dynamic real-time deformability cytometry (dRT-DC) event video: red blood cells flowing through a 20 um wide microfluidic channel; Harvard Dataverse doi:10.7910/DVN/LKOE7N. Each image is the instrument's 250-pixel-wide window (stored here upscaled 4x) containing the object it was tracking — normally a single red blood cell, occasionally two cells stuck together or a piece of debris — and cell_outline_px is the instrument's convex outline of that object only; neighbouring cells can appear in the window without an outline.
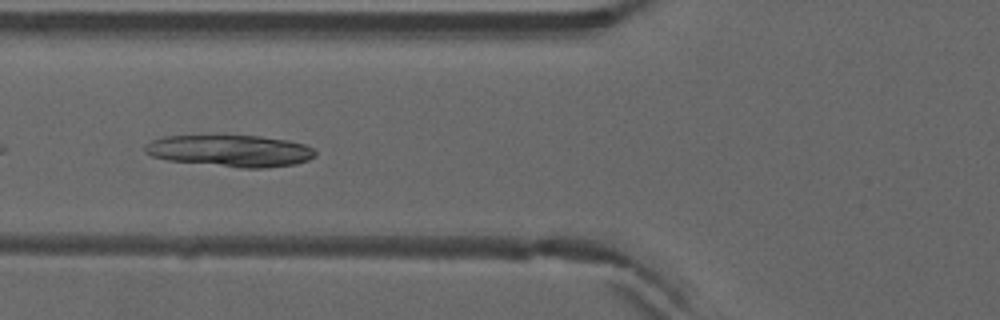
{"species": "common noctule bat (a hibernating species)", "species_latin": "Nyctalus noctula", "temperature_condition": "warm", "stored_images_in_passage": 36, "camera_frame_rate_fps": 3000, "um_per_image_px": 0.085, "animal": {"sex": "male", "forearm_length_mm": 52.5}, "frame": {"image": 1, "passage_image": 4, "time_ms": 1.0, "image_size_px": [1000, 320], "cell_outline_px": [[316, 156], [308, 160], [296, 164], [264, 168], [240, 168], [168, 160], [152, 156], [144, 152], [144, 144], [152, 140], [164, 136], [260, 136], [288, 140], [304, 144], [312, 148], [316, 152]], "centroid_in_image_um": [19.58, 12.82], "position_along_channel_um": 106.2, "area_um2": 31.56}}
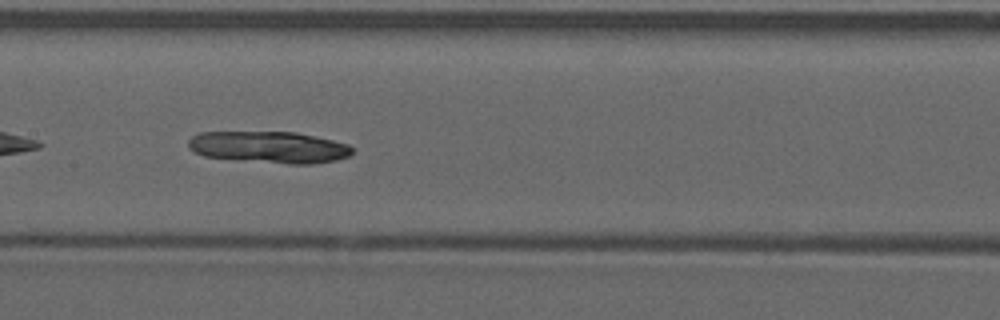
{"frame": {"image": 2, "passage_image": 10, "time_ms": 3.0, "image_size_px": [1000, 320], "cell_outline_px": [[352, 152], [348, 156], [336, 160], [312, 164], [288, 164], [236, 160], [204, 156], [188, 148], [188, 140], [192, 136], [200, 132], [296, 132], [332, 140], [348, 144], [352, 148]], "centroid_in_image_um": [22.85, 12.51], "position_along_channel_um": 184.6, "area_um2": 30.35}}
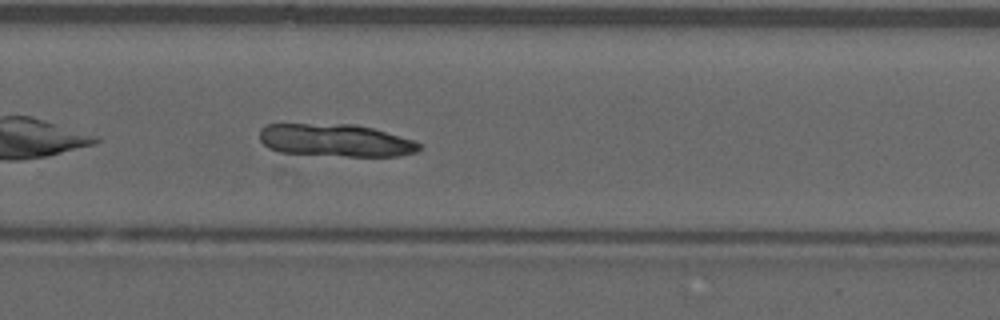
{"frame": {"image": 3, "passage_image": 19, "time_ms": 6.0, "image_size_px": [1000, 320], "cell_outline_px": [[420, 148], [416, 152], [400, 156], [344, 156], [280, 152], [268, 148], [260, 140], [260, 128], [268, 124], [356, 124], [372, 128], [412, 140], [420, 144]], "centroid_in_image_um": [28.49, 11.93], "position_along_channel_um": 301.3, "area_um2": 30.17}}